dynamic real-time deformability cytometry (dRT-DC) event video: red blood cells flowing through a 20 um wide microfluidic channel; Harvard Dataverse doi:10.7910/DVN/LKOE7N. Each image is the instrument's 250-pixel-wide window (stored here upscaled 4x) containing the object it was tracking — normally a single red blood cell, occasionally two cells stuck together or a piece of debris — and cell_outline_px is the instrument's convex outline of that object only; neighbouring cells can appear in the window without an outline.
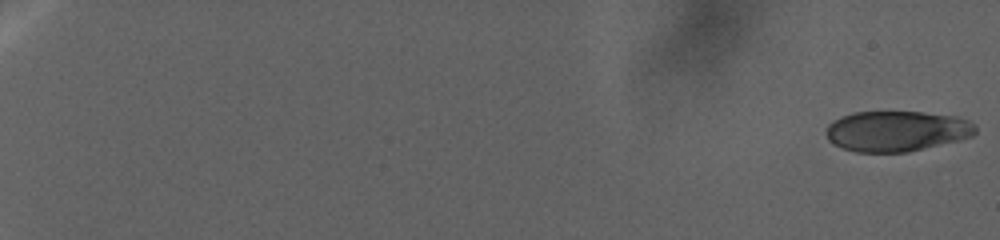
{"species": "human", "species_latin": "Homo sapiens", "temperature_condition": "warm", "stored_images_in_passage": 81, "camera_frame_rate_fps": 3000, "um_per_image_px": 0.085, "donor": {"sex": "female"}, "frame": {"image": 1, "passage_image": 1, "time_ms": 0.0, "image_size_px": [1000, 240], "cell_outline_px": [[976, 132], [972, 136], [960, 140], [908, 152], [856, 152], [832, 144], [828, 140], [824, 132], [828, 124], [832, 120], [840, 116], [852, 112], [920, 112], [956, 116], [968, 120], [976, 124]], "centroid_in_image_um": [76.19, 11.14], "position_along_channel_um": 8.8, "area_um2": 35.6}}
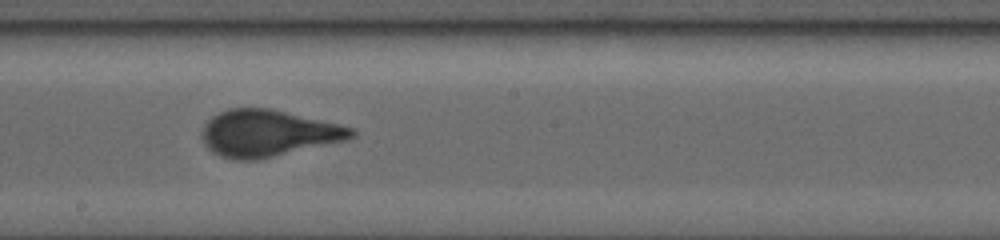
{"frame": {"image": 2, "passage_image": 54, "time_ms": 41.667, "image_size_px": [1000, 240], "cell_outline_px": [[356, 136], [348, 140], [256, 160], [232, 160], [220, 156], [212, 152], [204, 144], [200, 136], [200, 132], [204, 124], [212, 116], [228, 108], [268, 108], [340, 124], [356, 128]], "centroid_in_image_um": [22.77, 11.33], "position_along_channel_um": 225.4, "area_um2": 40.92}}
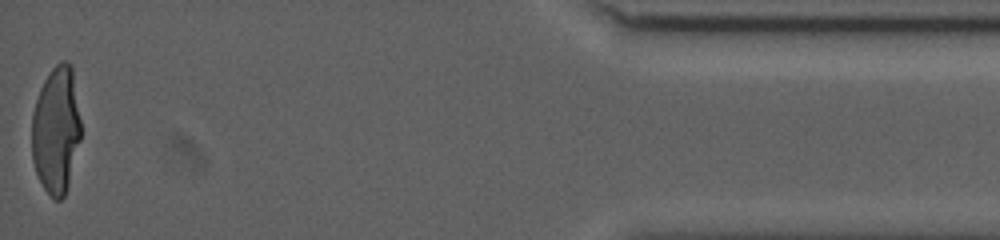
{"frame": {"image": 3, "passage_image": 81, "time_ms": 64.333, "image_size_px": [1000, 240], "cell_outline_px": [[80, 140], [68, 184], [64, 196], [60, 200], [52, 200], [44, 188], [36, 172], [32, 160], [32, 112], [40, 88], [44, 80], [52, 68], [60, 60], [68, 60], [72, 68], [80, 120]], "centroid_in_image_um": [4.76, 11.05], "position_along_channel_um": 430.4, "area_um2": 36.3}}